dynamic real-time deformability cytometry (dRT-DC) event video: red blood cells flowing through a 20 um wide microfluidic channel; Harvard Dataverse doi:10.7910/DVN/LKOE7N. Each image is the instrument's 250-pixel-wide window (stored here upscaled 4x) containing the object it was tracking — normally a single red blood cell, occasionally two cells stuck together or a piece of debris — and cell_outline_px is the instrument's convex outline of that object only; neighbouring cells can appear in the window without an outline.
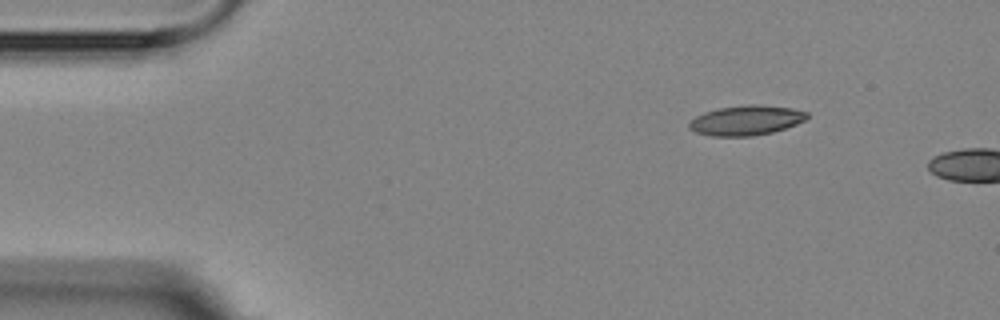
{"species": "Egyptian fruit bat (a non-hibernating species)", "species_latin": "Rousettus aegyptiacus", "temperature_condition": "room temperature", "stored_images_in_passage": 2, "camera_frame_rate_fps": 3000, "um_per_image_px": 0.085, "animal": {"sex": "female"}, "frame": {"image": 1, "passage_image": 1, "time_ms": 0.0, "image_size_px": [1000, 320], "cell_outline_px": [[808, 116], [804, 120], [796, 124], [772, 132], [752, 136], [712, 136], [696, 132], [688, 128], [688, 124], [696, 116], [704, 112], [716, 108], [748, 104], [760, 104], [792, 108], [808, 112]], "centroid_in_image_um": [63.41, 10.22], "position_along_channel_um": 21.6, "area_um2": 20.52}}